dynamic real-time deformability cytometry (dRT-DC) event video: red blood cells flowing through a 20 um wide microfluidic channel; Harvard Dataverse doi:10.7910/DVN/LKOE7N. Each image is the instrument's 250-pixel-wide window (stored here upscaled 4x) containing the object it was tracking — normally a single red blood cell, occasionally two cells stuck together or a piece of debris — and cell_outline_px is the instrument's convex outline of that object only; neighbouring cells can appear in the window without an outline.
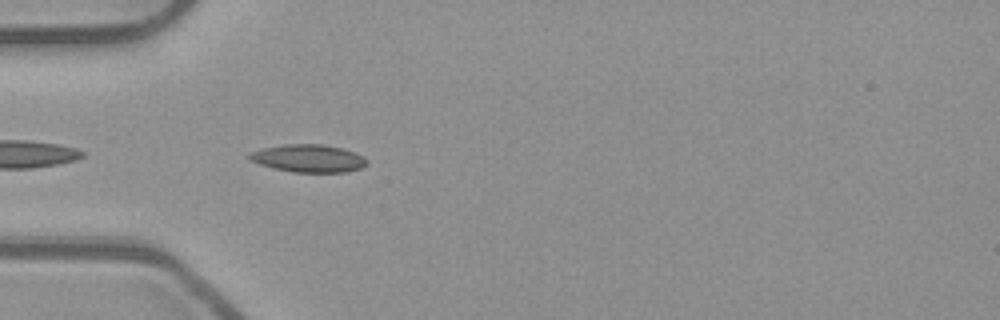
{"species": "common noctule bat (a hibernating species)", "species_latin": "Nyctalus noctula", "temperature_condition": "room temperature", "stored_images_in_passage": 5, "camera_frame_rate_fps": 3000, "um_per_image_px": 0.085, "animal": {"sex": "male", "body_mass_g": 23.1, "forearm_length_mm": 52.7}, "frame": {"image": 1, "passage_image": 1, "time_ms": 0.0, "image_size_px": [1000, 320], "cell_outline_px": [[368, 164], [360, 168], [344, 172], [292, 172], [260, 164], [252, 160], [248, 156], [248, 152], [264, 148], [284, 144], [324, 144], [340, 148], [352, 152], [368, 160]], "centroid_in_image_um": [26.21, 13.45], "position_along_channel_um": 58.8, "area_um2": 18.67}}